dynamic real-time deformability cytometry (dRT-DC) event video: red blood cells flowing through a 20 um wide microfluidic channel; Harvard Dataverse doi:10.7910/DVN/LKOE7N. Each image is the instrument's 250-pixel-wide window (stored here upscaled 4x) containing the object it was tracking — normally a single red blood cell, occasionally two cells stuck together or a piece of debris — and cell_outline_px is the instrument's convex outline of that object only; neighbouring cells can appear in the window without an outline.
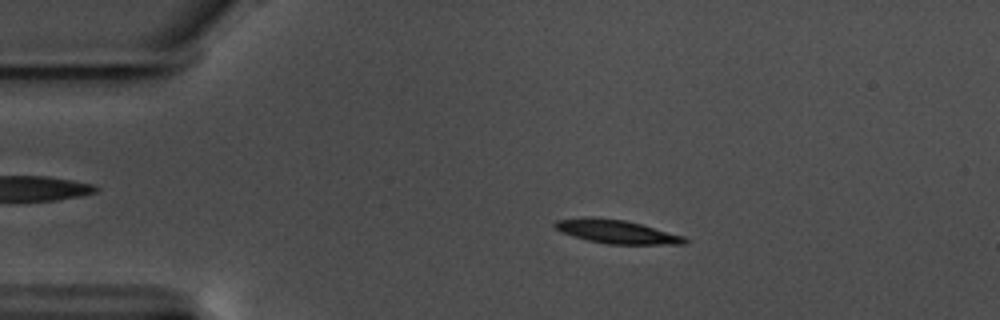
{"species": "common noctule bat (a hibernating species)", "species_latin": "Nyctalus noctula", "temperature_condition": "warm", "stored_images_in_passage": 57, "camera_frame_rate_fps": 3000, "um_per_image_px": 0.085, "animal": {"sex": "male", "body_mass_g": 17.5, "forearm_length_mm": 52.3}, "frame": {"image": 1, "passage_image": 11, "time_ms": 3.333, "image_size_px": [1000, 320], "cell_outline_px": [[688, 240], [684, 244], [608, 244], [588, 240], [564, 232], [556, 228], [552, 224], [556, 220], [584, 216], [592, 216], [624, 220], [640, 224], [684, 236]], "centroid_in_image_um": [52.39, 19.67], "position_along_channel_um": 32.6, "area_um2": 17.63}}
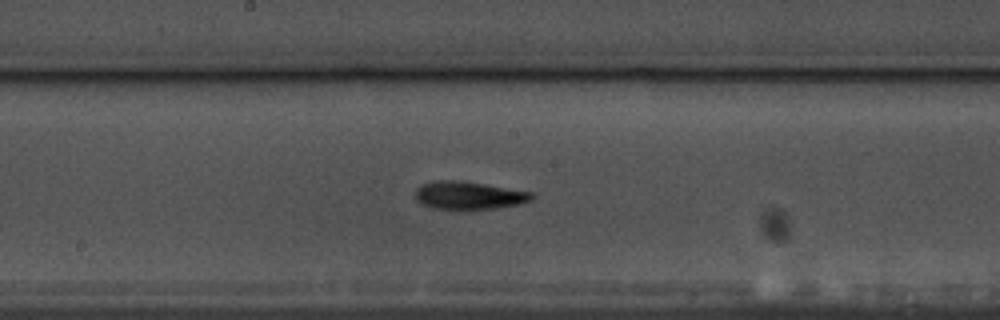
{"frame": {"image": 2, "passage_image": 30, "time_ms": 9.667, "image_size_px": [1000, 320], "cell_outline_px": [[536, 196], [532, 200], [520, 204], [496, 208], [432, 208], [420, 204], [416, 200], [416, 188], [420, 184], [440, 180], [460, 180], [532, 192]], "centroid_in_image_um": [39.85, 16.59], "position_along_channel_um": 208.4, "area_um2": 18.79}}
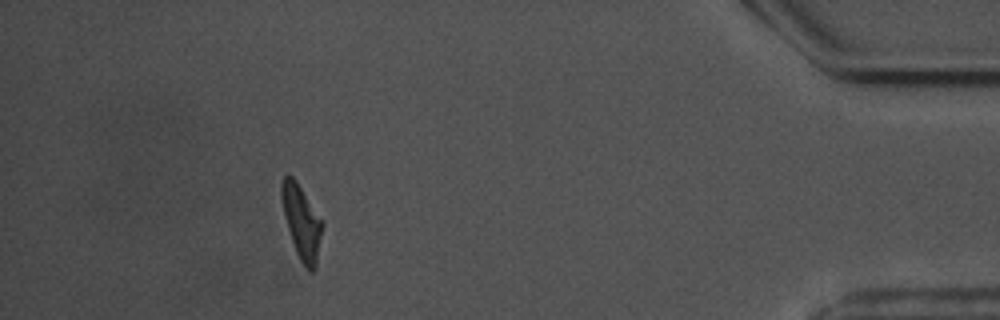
{"frame": {"image": 3, "passage_image": 52, "time_ms": 17.0, "image_size_px": [1000, 320], "cell_outline_px": [[324, 224], [316, 268], [312, 272], [308, 272], [300, 260], [296, 252], [284, 216], [280, 196], [280, 184], [284, 176], [288, 172], [296, 180]], "centroid_in_image_um": [25.63, 18.88], "position_along_channel_um": 409.6, "area_um2": 17.63}, "authors_computed_cell_mechanics": {"area_um2": 17.6868, "velocity_mm_per_s": 3.5189, "shape_relaxation_time_tau1_ms": 9.0468, "shape_relaxation_time_tau2_ms": 4.6933, "deformation_change_tau1": 0.2601, "deformation_change_tau2": 0.1255}}